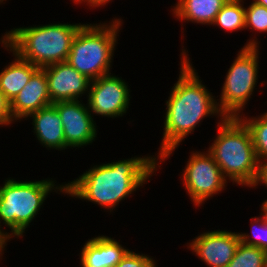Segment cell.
<instances>
[{"instance_id": "5b68a950", "label": "cell", "mask_w": 267, "mask_h": 267, "mask_svg": "<svg viewBox=\"0 0 267 267\" xmlns=\"http://www.w3.org/2000/svg\"><path fill=\"white\" fill-rule=\"evenodd\" d=\"M106 24H83L73 38L66 60L91 81L110 74L112 67L114 47L122 22L115 18L112 23Z\"/></svg>"}, {"instance_id": "6da1fadb", "label": "cell", "mask_w": 267, "mask_h": 267, "mask_svg": "<svg viewBox=\"0 0 267 267\" xmlns=\"http://www.w3.org/2000/svg\"><path fill=\"white\" fill-rule=\"evenodd\" d=\"M181 50L179 78L166 101L163 140L157 153L160 163L169 158L168 156L195 130L204 117L218 114L221 118H225L214 96L202 84L198 73L192 67L188 54L185 50Z\"/></svg>"}, {"instance_id": "4316f807", "label": "cell", "mask_w": 267, "mask_h": 267, "mask_svg": "<svg viewBox=\"0 0 267 267\" xmlns=\"http://www.w3.org/2000/svg\"><path fill=\"white\" fill-rule=\"evenodd\" d=\"M8 240H9V234L7 232L0 231V250H4V247L6 246Z\"/></svg>"}, {"instance_id": "603a6c76", "label": "cell", "mask_w": 267, "mask_h": 267, "mask_svg": "<svg viewBox=\"0 0 267 267\" xmlns=\"http://www.w3.org/2000/svg\"><path fill=\"white\" fill-rule=\"evenodd\" d=\"M154 260L148 255L128 251L115 267H156Z\"/></svg>"}, {"instance_id": "30bf717a", "label": "cell", "mask_w": 267, "mask_h": 267, "mask_svg": "<svg viewBox=\"0 0 267 267\" xmlns=\"http://www.w3.org/2000/svg\"><path fill=\"white\" fill-rule=\"evenodd\" d=\"M62 121L67 147H82L95 141L96 123L88 105L79 100L53 103Z\"/></svg>"}, {"instance_id": "7a4b0ae2", "label": "cell", "mask_w": 267, "mask_h": 267, "mask_svg": "<svg viewBox=\"0 0 267 267\" xmlns=\"http://www.w3.org/2000/svg\"><path fill=\"white\" fill-rule=\"evenodd\" d=\"M156 157H133L95 165L79 178L65 184V194L96 203L110 212L157 170Z\"/></svg>"}, {"instance_id": "52a82bcc", "label": "cell", "mask_w": 267, "mask_h": 267, "mask_svg": "<svg viewBox=\"0 0 267 267\" xmlns=\"http://www.w3.org/2000/svg\"><path fill=\"white\" fill-rule=\"evenodd\" d=\"M251 39L237 54L222 86L219 110L225 117H240L242 109L254 93L258 77V42Z\"/></svg>"}, {"instance_id": "8fae6325", "label": "cell", "mask_w": 267, "mask_h": 267, "mask_svg": "<svg viewBox=\"0 0 267 267\" xmlns=\"http://www.w3.org/2000/svg\"><path fill=\"white\" fill-rule=\"evenodd\" d=\"M239 233L214 230L201 233L188 245L209 267H226L238 248Z\"/></svg>"}, {"instance_id": "484cf974", "label": "cell", "mask_w": 267, "mask_h": 267, "mask_svg": "<svg viewBox=\"0 0 267 267\" xmlns=\"http://www.w3.org/2000/svg\"><path fill=\"white\" fill-rule=\"evenodd\" d=\"M82 1L87 2L90 7H99L100 5L104 6L111 0H79L77 3H83Z\"/></svg>"}, {"instance_id": "ac0fdd59", "label": "cell", "mask_w": 267, "mask_h": 267, "mask_svg": "<svg viewBox=\"0 0 267 267\" xmlns=\"http://www.w3.org/2000/svg\"><path fill=\"white\" fill-rule=\"evenodd\" d=\"M243 0H229L216 15L213 25L226 31L245 29V7Z\"/></svg>"}, {"instance_id": "cb8c5ba5", "label": "cell", "mask_w": 267, "mask_h": 267, "mask_svg": "<svg viewBox=\"0 0 267 267\" xmlns=\"http://www.w3.org/2000/svg\"><path fill=\"white\" fill-rule=\"evenodd\" d=\"M14 121L10 109V101L6 98L4 93L0 90V126L9 125Z\"/></svg>"}, {"instance_id": "ffe728a7", "label": "cell", "mask_w": 267, "mask_h": 267, "mask_svg": "<svg viewBox=\"0 0 267 267\" xmlns=\"http://www.w3.org/2000/svg\"><path fill=\"white\" fill-rule=\"evenodd\" d=\"M226 267H267V252L240 242Z\"/></svg>"}, {"instance_id": "8992f818", "label": "cell", "mask_w": 267, "mask_h": 267, "mask_svg": "<svg viewBox=\"0 0 267 267\" xmlns=\"http://www.w3.org/2000/svg\"><path fill=\"white\" fill-rule=\"evenodd\" d=\"M53 189L65 193L64 184L55 187L50 179L21 182L9 178L5 181L0 187V224L2 221L11 229L9 239L25 233ZM1 228L0 225L2 232Z\"/></svg>"}, {"instance_id": "3957f363", "label": "cell", "mask_w": 267, "mask_h": 267, "mask_svg": "<svg viewBox=\"0 0 267 267\" xmlns=\"http://www.w3.org/2000/svg\"><path fill=\"white\" fill-rule=\"evenodd\" d=\"M218 135L208 152L212 155L225 178L253 188L258 176L256 157L249 129L240 117L220 118Z\"/></svg>"}, {"instance_id": "d4e9b609", "label": "cell", "mask_w": 267, "mask_h": 267, "mask_svg": "<svg viewBox=\"0 0 267 267\" xmlns=\"http://www.w3.org/2000/svg\"><path fill=\"white\" fill-rule=\"evenodd\" d=\"M259 184H263L267 187V160L259 162L258 176L253 186L255 187Z\"/></svg>"}, {"instance_id": "9a60e30c", "label": "cell", "mask_w": 267, "mask_h": 267, "mask_svg": "<svg viewBox=\"0 0 267 267\" xmlns=\"http://www.w3.org/2000/svg\"><path fill=\"white\" fill-rule=\"evenodd\" d=\"M29 116L33 119L34 133L42 145L56 150L67 148L61 117L53 104L31 113Z\"/></svg>"}, {"instance_id": "ba28073f", "label": "cell", "mask_w": 267, "mask_h": 267, "mask_svg": "<svg viewBox=\"0 0 267 267\" xmlns=\"http://www.w3.org/2000/svg\"><path fill=\"white\" fill-rule=\"evenodd\" d=\"M182 177L185 189L196 206L220 193L228 183L208 151L191 153Z\"/></svg>"}, {"instance_id": "e0dca14e", "label": "cell", "mask_w": 267, "mask_h": 267, "mask_svg": "<svg viewBox=\"0 0 267 267\" xmlns=\"http://www.w3.org/2000/svg\"><path fill=\"white\" fill-rule=\"evenodd\" d=\"M13 54L15 61L6 66L0 73V90L10 102L39 69L38 66L22 59L16 52L13 51Z\"/></svg>"}, {"instance_id": "7402d4cb", "label": "cell", "mask_w": 267, "mask_h": 267, "mask_svg": "<svg viewBox=\"0 0 267 267\" xmlns=\"http://www.w3.org/2000/svg\"><path fill=\"white\" fill-rule=\"evenodd\" d=\"M267 32V8L255 2L245 8V29Z\"/></svg>"}, {"instance_id": "9c48e42d", "label": "cell", "mask_w": 267, "mask_h": 267, "mask_svg": "<svg viewBox=\"0 0 267 267\" xmlns=\"http://www.w3.org/2000/svg\"><path fill=\"white\" fill-rule=\"evenodd\" d=\"M126 84L111 73L92 80L87 95L90 112L111 118L123 116L131 98Z\"/></svg>"}, {"instance_id": "d6986e66", "label": "cell", "mask_w": 267, "mask_h": 267, "mask_svg": "<svg viewBox=\"0 0 267 267\" xmlns=\"http://www.w3.org/2000/svg\"><path fill=\"white\" fill-rule=\"evenodd\" d=\"M241 116V120L251 133L256 157L258 161L267 160V112L257 118H246ZM245 118V119H244Z\"/></svg>"}, {"instance_id": "4fadbf2b", "label": "cell", "mask_w": 267, "mask_h": 267, "mask_svg": "<svg viewBox=\"0 0 267 267\" xmlns=\"http://www.w3.org/2000/svg\"><path fill=\"white\" fill-rule=\"evenodd\" d=\"M51 104L45 71L39 68L10 102V109L14 120H19Z\"/></svg>"}, {"instance_id": "f1b7e54d", "label": "cell", "mask_w": 267, "mask_h": 267, "mask_svg": "<svg viewBox=\"0 0 267 267\" xmlns=\"http://www.w3.org/2000/svg\"><path fill=\"white\" fill-rule=\"evenodd\" d=\"M253 2L265 6L267 8V0H253Z\"/></svg>"}, {"instance_id": "277c9868", "label": "cell", "mask_w": 267, "mask_h": 267, "mask_svg": "<svg viewBox=\"0 0 267 267\" xmlns=\"http://www.w3.org/2000/svg\"><path fill=\"white\" fill-rule=\"evenodd\" d=\"M83 24H48L13 28L6 32L3 47L39 68L66 62L73 38ZM9 47V49H8Z\"/></svg>"}, {"instance_id": "44dd1931", "label": "cell", "mask_w": 267, "mask_h": 267, "mask_svg": "<svg viewBox=\"0 0 267 267\" xmlns=\"http://www.w3.org/2000/svg\"><path fill=\"white\" fill-rule=\"evenodd\" d=\"M260 215L262 217L259 216L251 219L252 227L250 235L247 233H239V235L243 244L258 247L267 252V217L262 212Z\"/></svg>"}, {"instance_id": "7c38bea8", "label": "cell", "mask_w": 267, "mask_h": 267, "mask_svg": "<svg viewBox=\"0 0 267 267\" xmlns=\"http://www.w3.org/2000/svg\"><path fill=\"white\" fill-rule=\"evenodd\" d=\"M42 69L45 71L52 104L78 100L86 91L88 93L91 80L67 62L50 64Z\"/></svg>"}, {"instance_id": "2e32d148", "label": "cell", "mask_w": 267, "mask_h": 267, "mask_svg": "<svg viewBox=\"0 0 267 267\" xmlns=\"http://www.w3.org/2000/svg\"><path fill=\"white\" fill-rule=\"evenodd\" d=\"M229 0H178L173 14L181 21L212 25L216 15Z\"/></svg>"}, {"instance_id": "83f0119b", "label": "cell", "mask_w": 267, "mask_h": 267, "mask_svg": "<svg viewBox=\"0 0 267 267\" xmlns=\"http://www.w3.org/2000/svg\"><path fill=\"white\" fill-rule=\"evenodd\" d=\"M261 211L266 215L267 217V199L262 203Z\"/></svg>"}, {"instance_id": "5bb4252c", "label": "cell", "mask_w": 267, "mask_h": 267, "mask_svg": "<svg viewBox=\"0 0 267 267\" xmlns=\"http://www.w3.org/2000/svg\"><path fill=\"white\" fill-rule=\"evenodd\" d=\"M128 251L114 238L97 236L84 244L80 264L82 267H115Z\"/></svg>"}]
</instances>
